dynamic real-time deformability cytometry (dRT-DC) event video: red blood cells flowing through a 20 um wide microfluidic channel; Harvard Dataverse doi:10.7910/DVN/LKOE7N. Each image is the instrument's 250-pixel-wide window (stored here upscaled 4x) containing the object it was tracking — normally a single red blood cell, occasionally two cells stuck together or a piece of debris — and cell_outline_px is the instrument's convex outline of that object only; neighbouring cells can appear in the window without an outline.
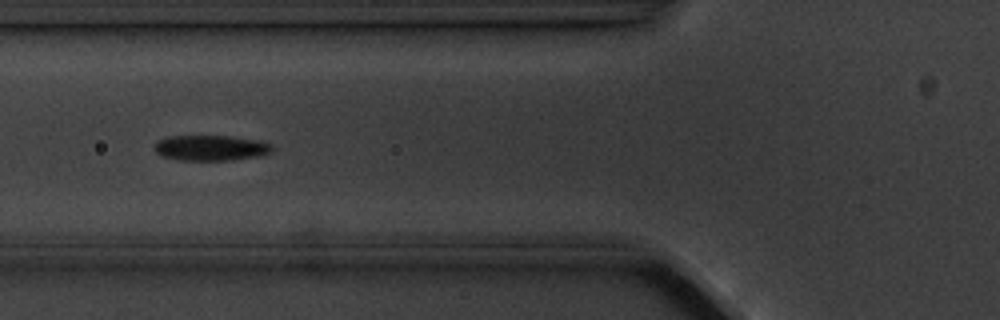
{"species": "common noctule bat (a hibernating species)", "species_latin": "Nyctalus noctula", "temperature_condition": "cold", "stored_images_in_passage": 7, "camera_frame_rate_fps": 3000, "um_per_image_px": 0.085, "animal": {"sex": "male", "body_mass_g": 20.1, "forearm_length_mm": 53.5}, "frame": {"image": 1, "passage_image": 6, "time_ms": 6.0, "image_size_px": [1000, 320], "cell_outline_px": [[272, 152], [260, 156], [232, 160], [180, 160], [160, 156], [152, 148], [156, 140], [168, 136], [232, 136], [260, 140], [272, 144]], "centroid_in_image_um": [17.89, 12.57], "position_along_channel_um": 107.9, "area_um2": 17.8}}